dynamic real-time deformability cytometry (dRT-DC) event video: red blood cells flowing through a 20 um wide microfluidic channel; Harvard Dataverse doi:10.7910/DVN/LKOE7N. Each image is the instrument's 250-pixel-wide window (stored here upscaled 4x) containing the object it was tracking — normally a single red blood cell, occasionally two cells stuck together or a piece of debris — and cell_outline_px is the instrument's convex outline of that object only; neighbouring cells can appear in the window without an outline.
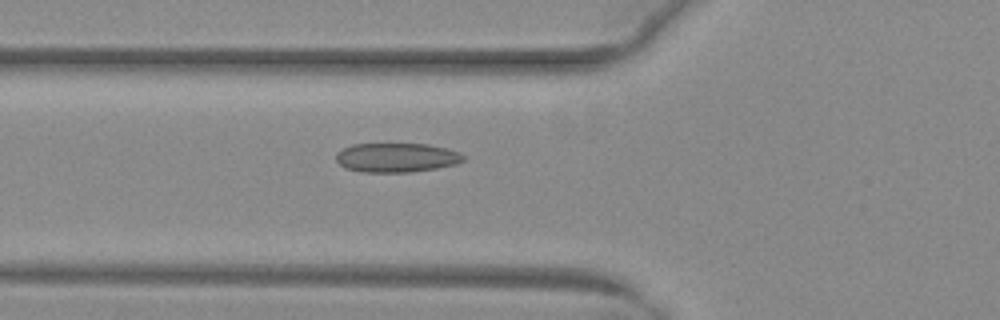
{"species": "common noctule bat (a hibernating species)", "species_latin": "Nyctalus noctula", "temperature_condition": "warm", "stored_images_in_passage": 33, "camera_frame_rate_fps": 3000, "um_per_image_px": 0.085, "animal": {"sex": "female", "body_mass_g": 29.2, "forearm_length_mm": 56.3}, "frame": {"image": 1, "passage_image": 5, "time_ms": 1.333, "image_size_px": [1000, 320], "cell_outline_px": [[464, 160], [456, 164], [436, 168], [412, 172], [360, 172], [344, 168], [336, 160], [336, 152], [352, 144], [428, 144], [448, 148], [460, 152], [464, 156]], "centroid_in_image_um": [33.7, 13.39], "position_along_channel_um": 92.1, "area_um2": 21.85}}
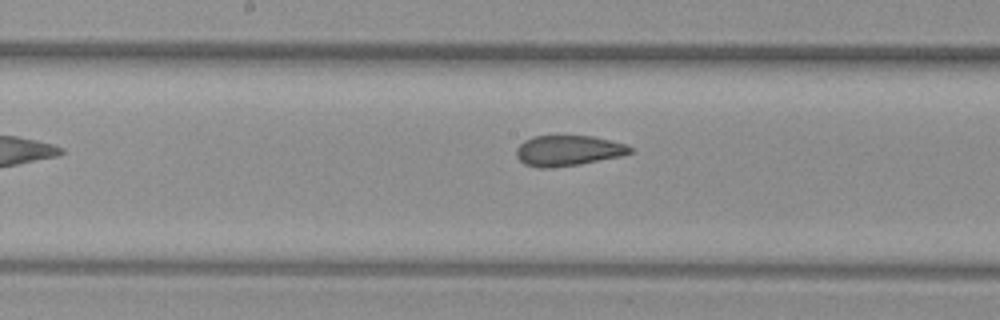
{"frame": {"image": 2, "passage_image": 13, "time_ms": 4.0, "image_size_px": [1000, 320], "cell_outline_px": [[632, 152], [620, 156], [580, 164], [548, 168], [536, 168], [524, 164], [516, 156], [516, 148], [524, 140], [532, 136], [592, 136], [624, 144], [632, 148]], "centroid_in_image_um": [48.23, 12.81], "position_along_channel_um": 200.0, "area_um2": 20.11}}
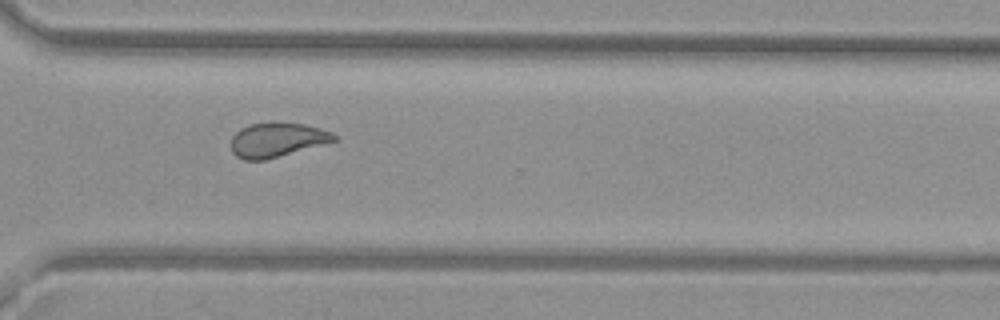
{"frame": {"image": 3, "passage_image": 24, "time_ms": 7.667, "image_size_px": [1000, 320], "cell_outline_px": [[336, 140], [264, 160], [244, 160], [236, 156], [232, 152], [232, 136], [240, 128], [248, 124], [304, 124], [320, 128], [332, 132], [336, 136]], "centroid_in_image_um": [23.51, 11.9], "position_along_channel_um": 347.1, "area_um2": 19.94}, "authors_computed_cell_mechanics": {"area_um2": 20.8658, "velocity_mm_per_s": 4.021, "shape_relaxation_time_tau1_ms": null, "shape_relaxation_time_tau2_ms": 1.4403, "deformation_change_tau1": null, "deformation_change_tau2": 0.0864}}